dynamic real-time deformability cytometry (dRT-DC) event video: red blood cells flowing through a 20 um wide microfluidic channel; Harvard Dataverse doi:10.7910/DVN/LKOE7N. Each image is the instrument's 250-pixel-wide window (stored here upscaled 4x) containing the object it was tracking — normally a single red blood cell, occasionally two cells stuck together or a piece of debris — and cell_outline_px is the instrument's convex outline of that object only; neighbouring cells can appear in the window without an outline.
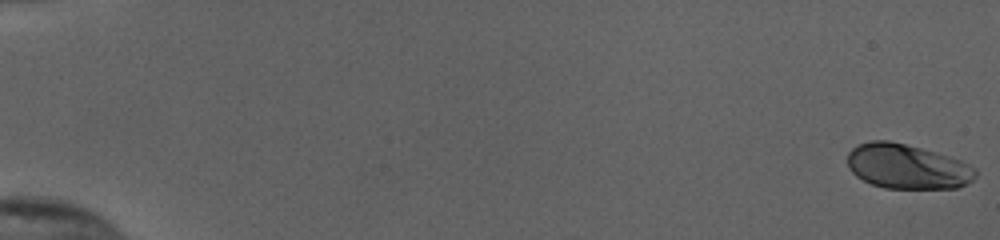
{"species": "human", "species_latin": "Homo sapiens", "temperature_condition": "cold", "stored_images_in_passage": 55, "camera_frame_rate_fps": 3000, "um_per_image_px": 0.085, "donor": {"sex": "female"}, "frame": {"image": 1, "passage_image": 1, "time_ms": 0.0, "image_size_px": [1000, 240], "cell_outline_px": [[976, 176], [968, 184], [956, 188], [884, 188], [872, 184], [856, 176], [848, 168], [848, 152], [856, 144], [872, 140], [888, 140], [920, 148], [948, 156], [960, 160], [976, 168]], "centroid_in_image_um": [77.09, 14.15], "position_along_channel_um": 7.9, "area_um2": 33.35}}
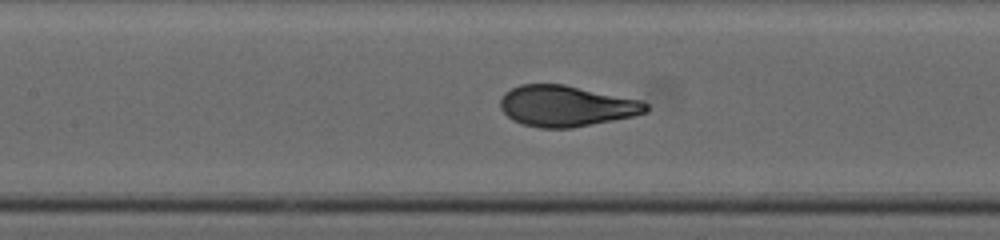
{"frame": {"image": 2, "passage_image": 28, "time_ms": 9.0, "image_size_px": [1000, 240], "cell_outline_px": [[648, 112], [632, 116], [572, 128], [540, 128], [524, 124], [512, 120], [500, 108], [500, 100], [504, 92], [520, 84], [564, 84], [644, 100], [648, 104]], "centroid_in_image_um": [48.14, 9.0], "position_along_channel_um": 159.3, "area_um2": 34.91}}
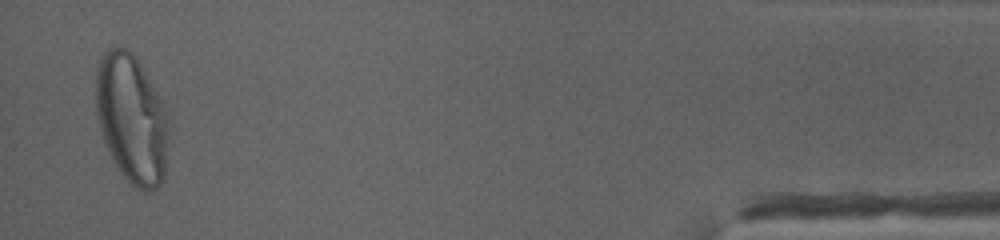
{"frame": {"image": 3, "passage_image": 54, "time_ms": 17.667, "image_size_px": [1000, 240], "cell_outline_px": [[168, 124], [164, 180], [156, 188], [148, 192], [144, 192], [136, 188], [124, 176], [116, 164], [104, 140], [96, 116], [96, 68], [104, 52], [108, 48], [128, 48], [136, 56], [156, 92], [164, 108], [168, 120]], "centroid_in_image_um": [11.18, 10.09], "position_along_channel_um": 424.0, "area_um2": 54.1}, "authors_computed_cell_mechanics": {"area_um2": 34.9112, "velocity_mm_per_s": 3.8443, "shape_relaxation_time_tau1_ms": 3.8371, "shape_relaxation_time_tau2_ms": null, "deformation_change_tau1": 0.2024, "deformation_change_tau2": null}}